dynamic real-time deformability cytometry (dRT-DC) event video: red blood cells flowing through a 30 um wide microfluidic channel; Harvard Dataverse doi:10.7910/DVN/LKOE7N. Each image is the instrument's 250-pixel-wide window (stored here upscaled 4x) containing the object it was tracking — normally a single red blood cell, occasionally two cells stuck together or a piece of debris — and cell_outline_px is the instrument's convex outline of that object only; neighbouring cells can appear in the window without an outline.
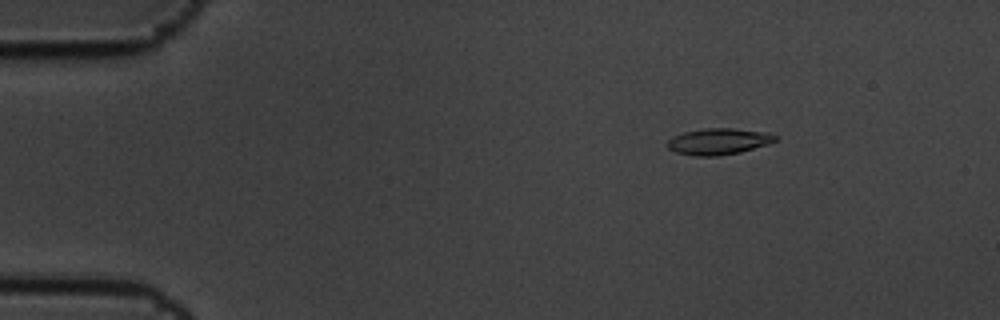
{"species": "common noctule bat (a hibernating species)", "species_latin": "Nyctalus noctula", "temperature_condition": "cold", "stored_images_in_passage": 11, "camera_frame_rate_fps": 3000, "um_per_image_px": 0.085, "animal": {"sex": "male", "body_mass_g": 19.5, "forearm_length_mm": 54.6}, "frame": {"image": 1, "passage_image": 2, "time_ms": 0.333, "image_size_px": [1000, 320], "cell_outline_px": [[776, 140], [768, 144], [740, 152], [716, 156], [696, 156], [676, 152], [668, 148], [668, 140], [672, 136], [684, 132], [704, 128], [732, 128], [760, 132], [776, 136]], "centroid_in_image_um": [61.02, 12.03], "position_along_channel_um": 24.0, "area_um2": 16.24}}
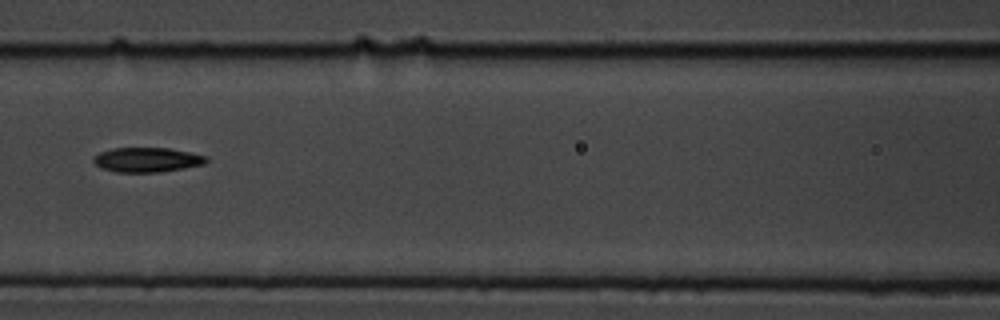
{"frame": {"image": 2, "passage_image": 7, "time_ms": 2.0, "image_size_px": [1000, 320], "cell_outline_px": [[208, 160], [204, 164], [184, 168], [160, 172], [116, 172], [100, 168], [92, 160], [92, 156], [100, 152], [112, 148], [168, 148], [208, 156]], "centroid_in_image_um": [12.47, 13.58], "position_along_channel_um": 154.1, "area_um2": 16.24}}
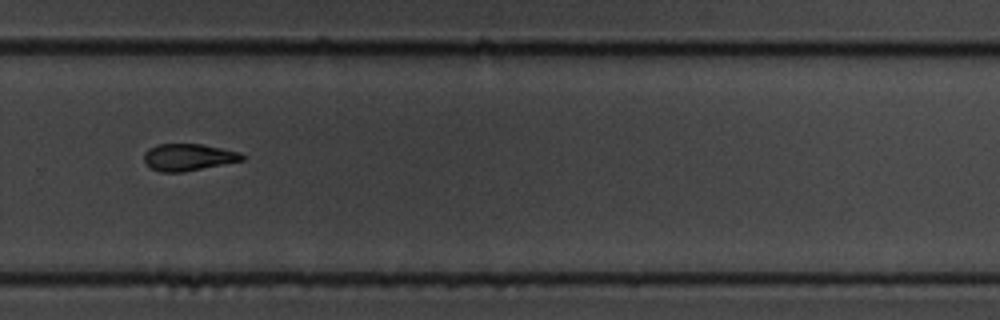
{"frame": {"image": 3, "passage_image": 11, "time_ms": 3.333, "image_size_px": [1000, 320], "cell_outline_px": [[244, 160], [184, 172], [160, 172], [152, 168], [144, 160], [144, 152], [148, 148], [156, 144], [200, 144], [240, 152], [244, 156]], "centroid_in_image_um": [15.99, 13.36], "position_along_channel_um": 313.8, "area_um2": 15.32}}